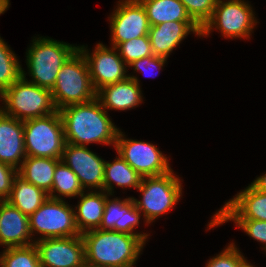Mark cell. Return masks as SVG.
Segmentation results:
<instances>
[{"label": "cell", "mask_w": 266, "mask_h": 267, "mask_svg": "<svg viewBox=\"0 0 266 267\" xmlns=\"http://www.w3.org/2000/svg\"><path fill=\"white\" fill-rule=\"evenodd\" d=\"M17 174V169L0 162V201L6 200L10 195Z\"/></svg>", "instance_id": "obj_34"}, {"label": "cell", "mask_w": 266, "mask_h": 267, "mask_svg": "<svg viewBox=\"0 0 266 267\" xmlns=\"http://www.w3.org/2000/svg\"><path fill=\"white\" fill-rule=\"evenodd\" d=\"M49 198L48 193L18 174L14 179L12 190L6 201L28 217Z\"/></svg>", "instance_id": "obj_23"}, {"label": "cell", "mask_w": 266, "mask_h": 267, "mask_svg": "<svg viewBox=\"0 0 266 267\" xmlns=\"http://www.w3.org/2000/svg\"><path fill=\"white\" fill-rule=\"evenodd\" d=\"M41 267H82L85 245L82 235L65 238H46L34 242Z\"/></svg>", "instance_id": "obj_14"}, {"label": "cell", "mask_w": 266, "mask_h": 267, "mask_svg": "<svg viewBox=\"0 0 266 267\" xmlns=\"http://www.w3.org/2000/svg\"><path fill=\"white\" fill-rule=\"evenodd\" d=\"M82 267H113V266L96 265V264H90V263L85 262Z\"/></svg>", "instance_id": "obj_37"}, {"label": "cell", "mask_w": 266, "mask_h": 267, "mask_svg": "<svg viewBox=\"0 0 266 267\" xmlns=\"http://www.w3.org/2000/svg\"><path fill=\"white\" fill-rule=\"evenodd\" d=\"M239 267H254V265H251L246 259L239 265Z\"/></svg>", "instance_id": "obj_38"}, {"label": "cell", "mask_w": 266, "mask_h": 267, "mask_svg": "<svg viewBox=\"0 0 266 267\" xmlns=\"http://www.w3.org/2000/svg\"><path fill=\"white\" fill-rule=\"evenodd\" d=\"M9 0H0V15L3 14L7 8H9Z\"/></svg>", "instance_id": "obj_36"}, {"label": "cell", "mask_w": 266, "mask_h": 267, "mask_svg": "<svg viewBox=\"0 0 266 267\" xmlns=\"http://www.w3.org/2000/svg\"><path fill=\"white\" fill-rule=\"evenodd\" d=\"M83 192L84 189L77 175L63 161H60L55 168L53 186L49 197L54 199H63V196L67 198L78 197Z\"/></svg>", "instance_id": "obj_26"}, {"label": "cell", "mask_w": 266, "mask_h": 267, "mask_svg": "<svg viewBox=\"0 0 266 267\" xmlns=\"http://www.w3.org/2000/svg\"><path fill=\"white\" fill-rule=\"evenodd\" d=\"M61 159L26 156L18 175L44 190L48 195L53 186L54 172Z\"/></svg>", "instance_id": "obj_22"}, {"label": "cell", "mask_w": 266, "mask_h": 267, "mask_svg": "<svg viewBox=\"0 0 266 267\" xmlns=\"http://www.w3.org/2000/svg\"><path fill=\"white\" fill-rule=\"evenodd\" d=\"M251 185L258 191L266 192V173L257 177Z\"/></svg>", "instance_id": "obj_35"}, {"label": "cell", "mask_w": 266, "mask_h": 267, "mask_svg": "<svg viewBox=\"0 0 266 267\" xmlns=\"http://www.w3.org/2000/svg\"><path fill=\"white\" fill-rule=\"evenodd\" d=\"M190 32L201 36V28L194 21H168L150 26L148 37L153 55L168 59Z\"/></svg>", "instance_id": "obj_17"}, {"label": "cell", "mask_w": 266, "mask_h": 267, "mask_svg": "<svg viewBox=\"0 0 266 267\" xmlns=\"http://www.w3.org/2000/svg\"><path fill=\"white\" fill-rule=\"evenodd\" d=\"M60 112L66 143L88 146L100 143L115 147L119 128L112 123L97 98L85 103L72 104Z\"/></svg>", "instance_id": "obj_1"}, {"label": "cell", "mask_w": 266, "mask_h": 267, "mask_svg": "<svg viewBox=\"0 0 266 267\" xmlns=\"http://www.w3.org/2000/svg\"><path fill=\"white\" fill-rule=\"evenodd\" d=\"M116 49L127 65L135 60L153 55L148 35L120 43Z\"/></svg>", "instance_id": "obj_29"}, {"label": "cell", "mask_w": 266, "mask_h": 267, "mask_svg": "<svg viewBox=\"0 0 266 267\" xmlns=\"http://www.w3.org/2000/svg\"><path fill=\"white\" fill-rule=\"evenodd\" d=\"M241 228L248 236L261 242L266 251V221L258 220H230Z\"/></svg>", "instance_id": "obj_32"}, {"label": "cell", "mask_w": 266, "mask_h": 267, "mask_svg": "<svg viewBox=\"0 0 266 267\" xmlns=\"http://www.w3.org/2000/svg\"><path fill=\"white\" fill-rule=\"evenodd\" d=\"M51 93L57 110L96 98L86 59L79 50L61 67Z\"/></svg>", "instance_id": "obj_5"}, {"label": "cell", "mask_w": 266, "mask_h": 267, "mask_svg": "<svg viewBox=\"0 0 266 267\" xmlns=\"http://www.w3.org/2000/svg\"><path fill=\"white\" fill-rule=\"evenodd\" d=\"M22 70L15 53L0 37V95L22 77Z\"/></svg>", "instance_id": "obj_27"}, {"label": "cell", "mask_w": 266, "mask_h": 267, "mask_svg": "<svg viewBox=\"0 0 266 267\" xmlns=\"http://www.w3.org/2000/svg\"><path fill=\"white\" fill-rule=\"evenodd\" d=\"M85 262L113 267H134L146 244L139 236L113 230L92 229L81 234Z\"/></svg>", "instance_id": "obj_2"}, {"label": "cell", "mask_w": 266, "mask_h": 267, "mask_svg": "<svg viewBox=\"0 0 266 267\" xmlns=\"http://www.w3.org/2000/svg\"><path fill=\"white\" fill-rule=\"evenodd\" d=\"M29 217L6 200L0 201V245L8 247L34 244Z\"/></svg>", "instance_id": "obj_19"}, {"label": "cell", "mask_w": 266, "mask_h": 267, "mask_svg": "<svg viewBox=\"0 0 266 267\" xmlns=\"http://www.w3.org/2000/svg\"><path fill=\"white\" fill-rule=\"evenodd\" d=\"M148 17L150 26L168 21H193L180 0H139Z\"/></svg>", "instance_id": "obj_24"}, {"label": "cell", "mask_w": 266, "mask_h": 267, "mask_svg": "<svg viewBox=\"0 0 266 267\" xmlns=\"http://www.w3.org/2000/svg\"><path fill=\"white\" fill-rule=\"evenodd\" d=\"M181 181L173 170L160 176L142 177L138 187L142 198L133 200L137 209L142 212L146 224L175 207L182 195Z\"/></svg>", "instance_id": "obj_6"}, {"label": "cell", "mask_w": 266, "mask_h": 267, "mask_svg": "<svg viewBox=\"0 0 266 267\" xmlns=\"http://www.w3.org/2000/svg\"><path fill=\"white\" fill-rule=\"evenodd\" d=\"M25 158L23 121L0 109V162L18 170Z\"/></svg>", "instance_id": "obj_18"}, {"label": "cell", "mask_w": 266, "mask_h": 267, "mask_svg": "<svg viewBox=\"0 0 266 267\" xmlns=\"http://www.w3.org/2000/svg\"><path fill=\"white\" fill-rule=\"evenodd\" d=\"M25 75L22 70V77L0 95L4 104L0 109L20 121L56 112L51 90L28 82Z\"/></svg>", "instance_id": "obj_4"}, {"label": "cell", "mask_w": 266, "mask_h": 267, "mask_svg": "<svg viewBox=\"0 0 266 267\" xmlns=\"http://www.w3.org/2000/svg\"><path fill=\"white\" fill-rule=\"evenodd\" d=\"M74 210L63 199L49 197L37 211L29 216L32 237L36 233L41 234L42 236L35 240L37 241L81 235L76 225Z\"/></svg>", "instance_id": "obj_9"}, {"label": "cell", "mask_w": 266, "mask_h": 267, "mask_svg": "<svg viewBox=\"0 0 266 267\" xmlns=\"http://www.w3.org/2000/svg\"><path fill=\"white\" fill-rule=\"evenodd\" d=\"M78 50L86 59L91 81L96 91L105 85L120 82L129 77L126 74L128 65L121 58L116 47L109 48L103 43H97L92 53H89L84 45L78 46Z\"/></svg>", "instance_id": "obj_11"}, {"label": "cell", "mask_w": 266, "mask_h": 267, "mask_svg": "<svg viewBox=\"0 0 266 267\" xmlns=\"http://www.w3.org/2000/svg\"><path fill=\"white\" fill-rule=\"evenodd\" d=\"M165 62H167V58L161 57V56H148L144 57L138 60L133 61L131 64L128 66L131 68L133 66V70L136 72H141L143 74H146L147 76L154 77L152 74H148L149 70L152 69L154 70H161L162 67L164 66ZM158 71V73H159ZM152 72V71H151Z\"/></svg>", "instance_id": "obj_33"}, {"label": "cell", "mask_w": 266, "mask_h": 267, "mask_svg": "<svg viewBox=\"0 0 266 267\" xmlns=\"http://www.w3.org/2000/svg\"><path fill=\"white\" fill-rule=\"evenodd\" d=\"M118 157L111 162H105L104 166V191L109 195L114 193V183L118 187L138 189L142 177L131 168L117 153Z\"/></svg>", "instance_id": "obj_25"}, {"label": "cell", "mask_w": 266, "mask_h": 267, "mask_svg": "<svg viewBox=\"0 0 266 267\" xmlns=\"http://www.w3.org/2000/svg\"><path fill=\"white\" fill-rule=\"evenodd\" d=\"M235 243H230L220 254L211 258L205 267H239L246 259Z\"/></svg>", "instance_id": "obj_31"}, {"label": "cell", "mask_w": 266, "mask_h": 267, "mask_svg": "<svg viewBox=\"0 0 266 267\" xmlns=\"http://www.w3.org/2000/svg\"><path fill=\"white\" fill-rule=\"evenodd\" d=\"M0 267H41L35 244L5 247L0 254Z\"/></svg>", "instance_id": "obj_28"}, {"label": "cell", "mask_w": 266, "mask_h": 267, "mask_svg": "<svg viewBox=\"0 0 266 267\" xmlns=\"http://www.w3.org/2000/svg\"><path fill=\"white\" fill-rule=\"evenodd\" d=\"M252 6L244 0H218L211 19L201 29V37L213 28L225 38H250L257 25Z\"/></svg>", "instance_id": "obj_8"}, {"label": "cell", "mask_w": 266, "mask_h": 267, "mask_svg": "<svg viewBox=\"0 0 266 267\" xmlns=\"http://www.w3.org/2000/svg\"><path fill=\"white\" fill-rule=\"evenodd\" d=\"M106 198L104 213L100 227L102 230H113L139 236L145 243L149 234L136 233L134 228L139 225L141 212L137 209L133 197L123 200Z\"/></svg>", "instance_id": "obj_16"}, {"label": "cell", "mask_w": 266, "mask_h": 267, "mask_svg": "<svg viewBox=\"0 0 266 267\" xmlns=\"http://www.w3.org/2000/svg\"><path fill=\"white\" fill-rule=\"evenodd\" d=\"M139 80L132 74L123 81L105 85L96 91V98L107 110H129L143 101Z\"/></svg>", "instance_id": "obj_20"}, {"label": "cell", "mask_w": 266, "mask_h": 267, "mask_svg": "<svg viewBox=\"0 0 266 267\" xmlns=\"http://www.w3.org/2000/svg\"><path fill=\"white\" fill-rule=\"evenodd\" d=\"M63 161L78 177L84 190L85 188L96 191H104V159L97 156L87 148V146H78L66 143L63 155Z\"/></svg>", "instance_id": "obj_15"}, {"label": "cell", "mask_w": 266, "mask_h": 267, "mask_svg": "<svg viewBox=\"0 0 266 267\" xmlns=\"http://www.w3.org/2000/svg\"><path fill=\"white\" fill-rule=\"evenodd\" d=\"M229 220L266 221V192L248 185L213 215L208 228L218 227Z\"/></svg>", "instance_id": "obj_13"}, {"label": "cell", "mask_w": 266, "mask_h": 267, "mask_svg": "<svg viewBox=\"0 0 266 267\" xmlns=\"http://www.w3.org/2000/svg\"><path fill=\"white\" fill-rule=\"evenodd\" d=\"M190 18L202 29L211 19L218 0H180Z\"/></svg>", "instance_id": "obj_30"}, {"label": "cell", "mask_w": 266, "mask_h": 267, "mask_svg": "<svg viewBox=\"0 0 266 267\" xmlns=\"http://www.w3.org/2000/svg\"><path fill=\"white\" fill-rule=\"evenodd\" d=\"M80 201L75 206L74 210L76 225L79 232L82 234L92 229L100 227L106 198L110 196L105 191H90L86 194L85 191L80 195Z\"/></svg>", "instance_id": "obj_21"}, {"label": "cell", "mask_w": 266, "mask_h": 267, "mask_svg": "<svg viewBox=\"0 0 266 267\" xmlns=\"http://www.w3.org/2000/svg\"><path fill=\"white\" fill-rule=\"evenodd\" d=\"M124 137L119 130L115 150L141 177L160 176L172 171L168 158L154 144Z\"/></svg>", "instance_id": "obj_10"}, {"label": "cell", "mask_w": 266, "mask_h": 267, "mask_svg": "<svg viewBox=\"0 0 266 267\" xmlns=\"http://www.w3.org/2000/svg\"><path fill=\"white\" fill-rule=\"evenodd\" d=\"M117 4L108 17L112 46L117 47L132 38L148 35L150 23L142 3L139 0H119Z\"/></svg>", "instance_id": "obj_12"}, {"label": "cell", "mask_w": 266, "mask_h": 267, "mask_svg": "<svg viewBox=\"0 0 266 267\" xmlns=\"http://www.w3.org/2000/svg\"><path fill=\"white\" fill-rule=\"evenodd\" d=\"M26 52L30 83L52 90L63 64L78 50V46L49 37H35Z\"/></svg>", "instance_id": "obj_3"}, {"label": "cell", "mask_w": 266, "mask_h": 267, "mask_svg": "<svg viewBox=\"0 0 266 267\" xmlns=\"http://www.w3.org/2000/svg\"><path fill=\"white\" fill-rule=\"evenodd\" d=\"M26 156L61 159L66 144L60 112L23 121Z\"/></svg>", "instance_id": "obj_7"}]
</instances>
